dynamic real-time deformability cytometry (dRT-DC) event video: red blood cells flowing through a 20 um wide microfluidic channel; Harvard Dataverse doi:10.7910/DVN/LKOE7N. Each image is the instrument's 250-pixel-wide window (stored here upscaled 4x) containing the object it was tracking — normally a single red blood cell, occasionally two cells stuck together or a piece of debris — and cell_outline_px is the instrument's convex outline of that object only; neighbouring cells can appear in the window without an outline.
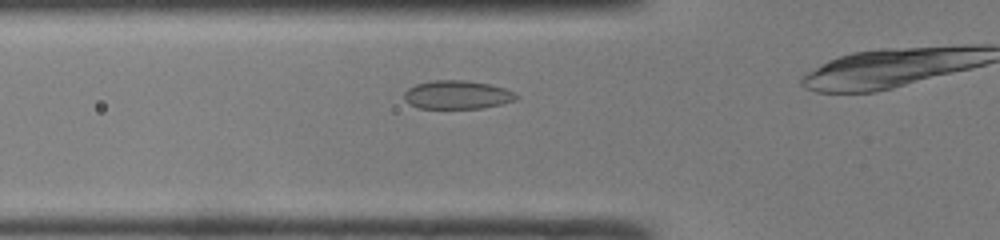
{"species": "common noctule bat (a hibernating species)", "species_latin": "Nyctalus noctula", "temperature_condition": "room temperature", "stored_images_in_passage": 25, "camera_frame_rate_fps": 3000, "um_per_image_px": 0.085, "animal": {"sex": "male", "body_mass_g": 19.0, "forearm_length_mm": 50.8}, "frame": {"image": 1, "passage_image": 6, "time_ms": 1.667, "image_size_px": [1000, 240], "cell_outline_px": [[520, 96], [516, 100], [500, 104], [480, 108], [420, 108], [404, 100], [404, 92], [408, 88], [416, 84], [432, 80], [464, 80], [492, 84], [516, 92]], "centroid_in_image_um": [38.89, 8.04], "position_along_channel_um": 86.9, "area_um2": 18.67}}
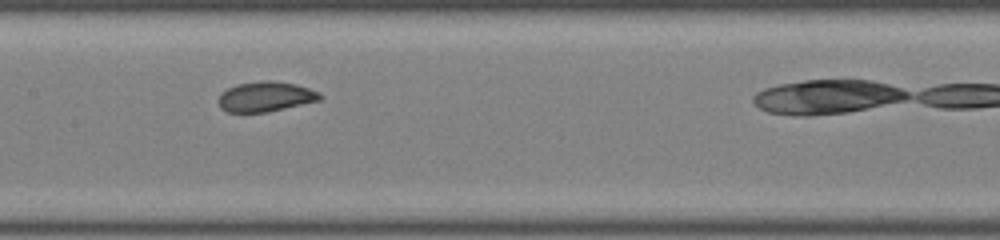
{"frame": {"image": 2, "passage_image": 13, "time_ms": 4.0, "image_size_px": [1000, 240], "cell_outline_px": [[324, 96], [320, 100], [268, 112], [228, 112], [220, 108], [216, 100], [220, 92], [236, 84], [264, 80], [272, 80], [296, 84], [320, 92]], "centroid_in_image_um": [22.55, 8.21], "position_along_channel_um": 184.9, "area_um2": 18.03}}
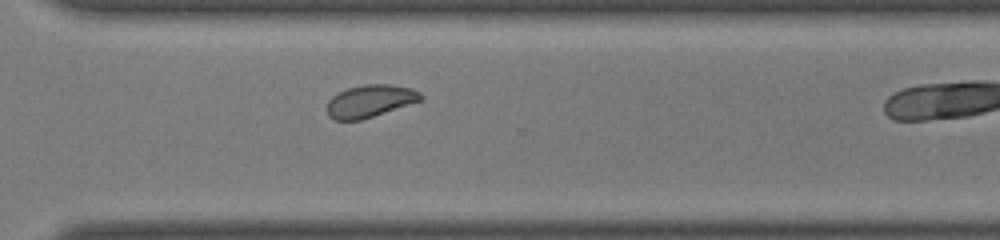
{"frame": {"image": 3, "passage_image": 24, "time_ms": 7.667, "image_size_px": [1000, 240], "cell_outline_px": [[424, 100], [360, 120], [336, 120], [328, 116], [328, 100], [332, 96], [348, 88], [364, 84], [388, 84], [412, 88], [420, 92], [424, 96]], "centroid_in_image_um": [31.5, 8.58], "position_along_channel_um": 339.1, "area_um2": 17.69}}